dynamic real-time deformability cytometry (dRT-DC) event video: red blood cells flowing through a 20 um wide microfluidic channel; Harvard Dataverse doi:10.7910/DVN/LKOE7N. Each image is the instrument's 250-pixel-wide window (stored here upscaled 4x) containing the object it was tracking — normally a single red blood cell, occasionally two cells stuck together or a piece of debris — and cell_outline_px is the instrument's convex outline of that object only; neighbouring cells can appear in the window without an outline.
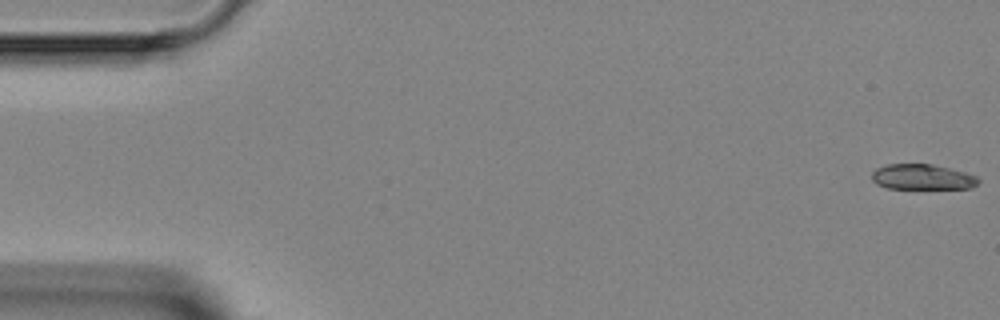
{"species": "Egyptian fruit bat (a non-hibernating species)", "species_latin": "Rousettus aegyptiacus", "temperature_condition": "room temperature", "stored_images_in_passage": 5, "camera_frame_rate_fps": 3000, "um_per_image_px": 0.085, "animal": {"sex": "female"}, "frame": {"image": 1, "passage_image": 1, "time_ms": 0.0, "image_size_px": [1000, 320], "cell_outline_px": [[980, 180], [972, 188], [888, 188], [876, 184], [872, 180], [872, 172], [876, 168], [888, 164], [932, 164], [964, 172], [976, 176]], "centroid_in_image_um": [78.37, 15.04], "position_along_channel_um": 6.6, "area_um2": 15.61}}
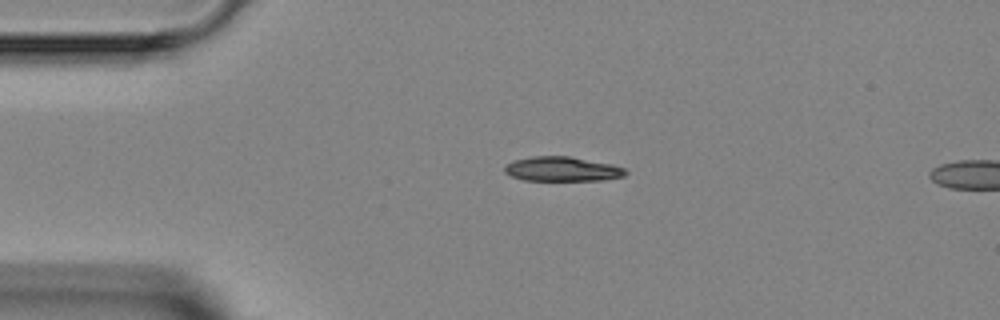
{"frame": {"image": 2, "passage_image": 4, "time_ms": 3.333, "image_size_px": [1000, 320], "cell_outline_px": [[628, 172], [624, 176], [604, 180], [524, 180], [512, 176], [504, 172], [504, 168], [508, 164], [516, 160], [532, 156], [568, 156], [612, 164], [624, 168]], "centroid_in_image_um": [47.82, 14.37], "position_along_channel_um": 37.2, "area_um2": 17.11}}